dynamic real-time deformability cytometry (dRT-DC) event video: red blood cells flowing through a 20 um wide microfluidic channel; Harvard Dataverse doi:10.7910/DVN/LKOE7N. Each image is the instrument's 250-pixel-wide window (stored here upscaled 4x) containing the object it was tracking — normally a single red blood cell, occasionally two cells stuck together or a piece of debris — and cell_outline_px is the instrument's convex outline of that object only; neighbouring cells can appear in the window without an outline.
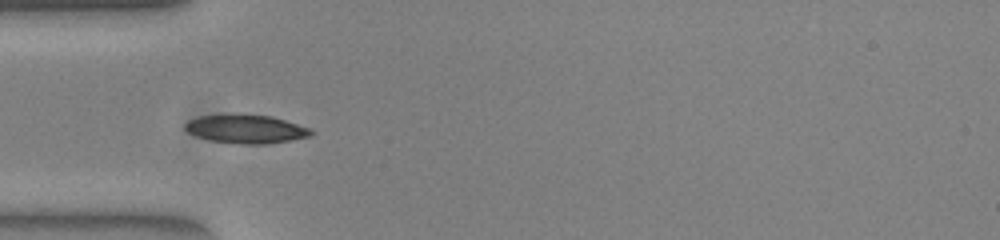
{"species": "common noctule bat (a hibernating species)", "species_latin": "Nyctalus noctula", "temperature_condition": "warm", "stored_images_in_passage": 37, "camera_frame_rate_fps": 3000, "um_per_image_px": 0.085, "animal": {"sex": "female", "body_mass_g": 23.0, "forearm_length_mm": 53.4}, "frame": {"image": 1, "passage_image": 1, "time_ms": 0.0, "image_size_px": [1000, 240], "cell_outline_px": [[312, 136], [292, 140], [268, 144], [244, 144], [212, 140], [196, 136], [188, 132], [184, 128], [184, 124], [188, 120], [200, 116], [272, 116], [312, 128]], "centroid_in_image_um": [20.97, 10.99], "position_along_channel_um": 64.0, "area_um2": 20.46}}
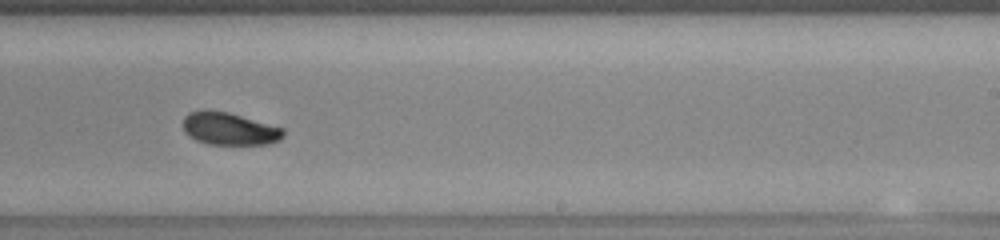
{"frame": {"image": 2, "passage_image": 17, "time_ms": 5.333, "image_size_px": [1000, 240], "cell_outline_px": [[284, 136], [280, 140], [268, 144], [208, 144], [196, 140], [188, 136], [184, 132], [184, 116], [188, 112], [208, 108], [228, 112], [284, 128]], "centroid_in_image_um": [19.47, 10.93], "position_along_channel_um": 269.5, "area_um2": 19.25}}
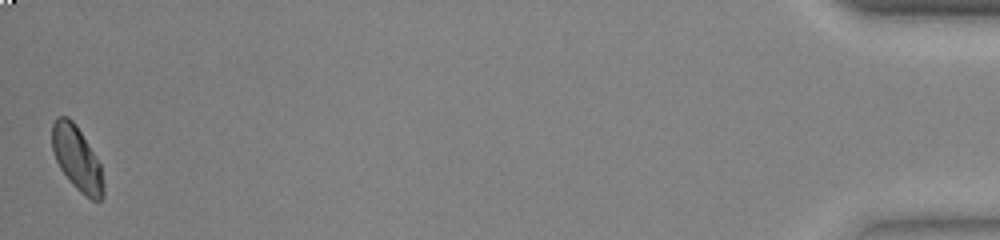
{"frame": {"image": 3, "passage_image": 37, "time_ms": 12.0, "image_size_px": [1000, 240], "cell_outline_px": [[104, 196], [100, 200], [92, 200], [84, 196], [72, 184], [60, 168], [56, 160], [52, 148], [52, 124], [56, 116], [68, 116], [76, 124], [100, 164], [104, 184]], "centroid_in_image_um": [6.54, 13.47], "position_along_channel_um": 428.7, "area_um2": 19.19}, "authors_computed_cell_mechanics": {"area_um2": 19.4786, "velocity_mm_per_s": 3.8646, "shape_relaxation_time_tau1_ms": 3.7266, "shape_relaxation_time_tau2_ms": null, "deformation_change_tau1": 0.116, "deformation_change_tau2": null}}